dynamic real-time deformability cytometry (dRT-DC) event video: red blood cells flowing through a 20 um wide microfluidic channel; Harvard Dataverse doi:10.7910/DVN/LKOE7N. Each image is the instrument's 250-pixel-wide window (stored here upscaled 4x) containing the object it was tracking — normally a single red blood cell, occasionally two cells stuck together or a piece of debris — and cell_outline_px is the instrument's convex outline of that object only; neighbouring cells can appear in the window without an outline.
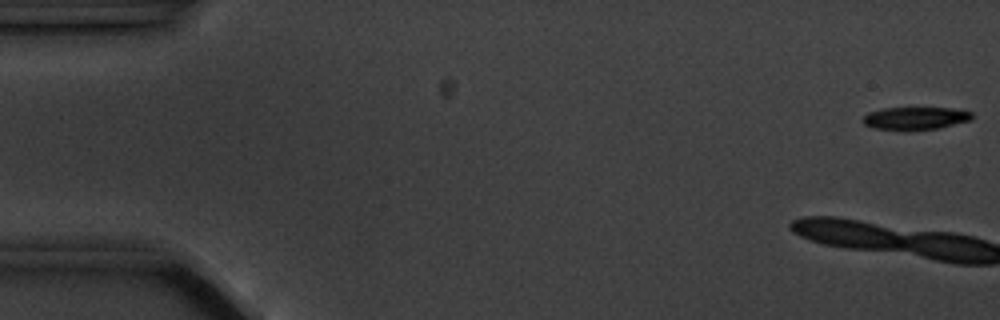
{"species": "common noctule bat (a hibernating species)", "species_latin": "Nyctalus noctula", "temperature_condition": "cold", "stored_images_in_passage": 5, "camera_frame_rate_fps": 3000, "um_per_image_px": 0.085, "animal": {"sex": "male", "body_mass_g": 20.1, "forearm_length_mm": 53.5}, "frame": {"image": 1, "passage_image": 1, "time_ms": 0.0, "image_size_px": [1000, 320], "cell_outline_px": [[972, 116], [968, 120], [936, 128], [904, 132], [872, 128], [864, 124], [860, 120], [868, 112], [884, 108], [952, 108], [972, 112]], "centroid_in_image_um": [77.69, 10.07], "position_along_channel_um": 7.3, "area_um2": 14.62}}